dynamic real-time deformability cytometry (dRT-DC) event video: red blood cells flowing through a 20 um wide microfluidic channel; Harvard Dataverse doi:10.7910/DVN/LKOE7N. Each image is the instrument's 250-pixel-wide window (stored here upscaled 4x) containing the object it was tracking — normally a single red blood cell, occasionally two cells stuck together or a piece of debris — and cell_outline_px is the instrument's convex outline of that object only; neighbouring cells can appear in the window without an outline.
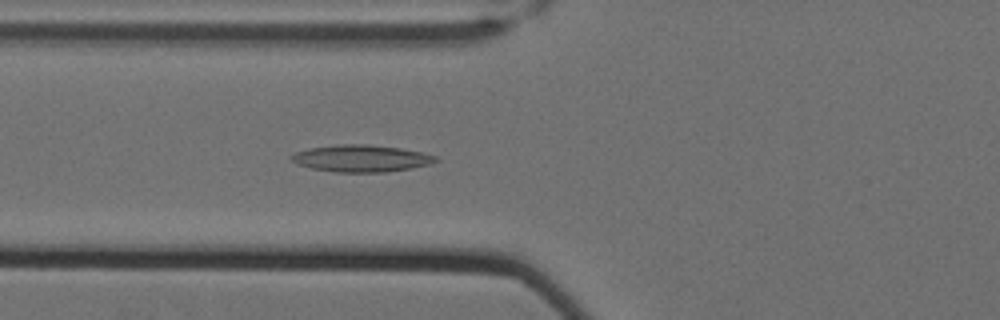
{"species": "Egyptian fruit bat (a non-hibernating species)", "species_latin": "Rousettus aegyptiacus", "temperature_condition": "cold", "stored_images_in_passage": 47, "camera_frame_rate_fps": 3000, "um_per_image_px": 0.085, "animal": {"sex": "female"}, "frame": {"image": 1, "passage_image": 12, "time_ms": 3.667, "image_size_px": [1000, 320], "cell_outline_px": [[440, 160], [432, 164], [412, 168], [388, 172], [336, 172], [312, 168], [296, 164], [288, 156], [296, 152], [308, 148], [340, 144], [368, 144], [400, 148], [420, 152], [436, 156]], "centroid_in_image_um": [30.71, 13.46], "position_along_channel_um": 95.1, "area_um2": 22.77}}
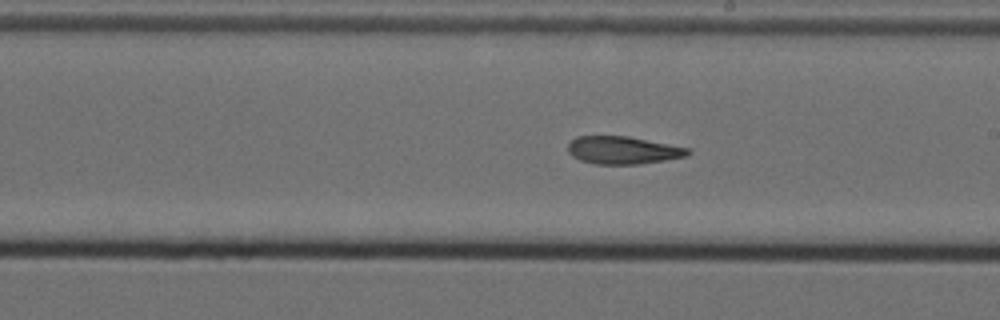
{"frame": {"image": 2, "passage_image": 24, "time_ms": 7.667, "image_size_px": [1000, 320], "cell_outline_px": [[692, 152], [684, 156], [664, 160], [640, 164], [592, 164], [580, 160], [572, 156], [568, 152], [568, 144], [576, 136], [628, 136], [688, 148]], "centroid_in_image_um": [52.9, 12.77], "position_along_channel_um": 236.1, "area_um2": 19.25}}
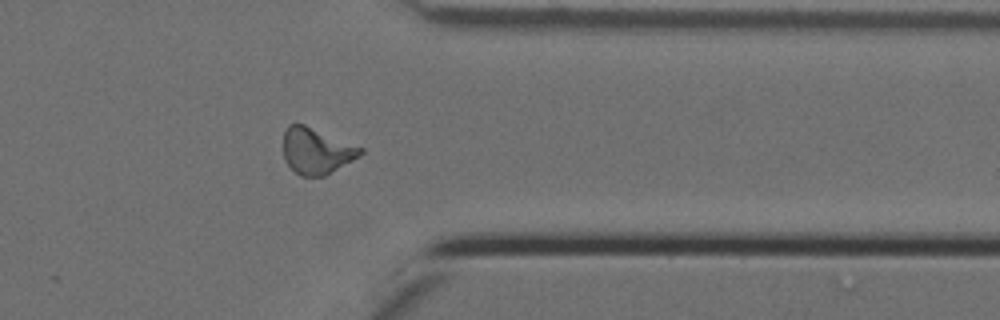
{"frame": {"image": 3, "passage_image": 37, "time_ms": 12.0, "image_size_px": [1000, 320], "cell_outline_px": [[364, 152], [360, 156], [324, 176], [300, 176], [284, 160], [284, 132], [288, 124], [304, 124], [364, 148]], "centroid_in_image_um": [26.9, 12.82], "position_along_channel_um": 384.5, "area_um2": 20.58}, "authors_computed_cell_mechanics": {"area_um2": 20.1722, "velocity_mm_per_s": 3.4983, "shape_relaxation_time_tau1_ms": null, "shape_relaxation_time_tau2_ms": 5.9707, "deformation_change_tau1": null, "deformation_change_tau2": 0.1536}}